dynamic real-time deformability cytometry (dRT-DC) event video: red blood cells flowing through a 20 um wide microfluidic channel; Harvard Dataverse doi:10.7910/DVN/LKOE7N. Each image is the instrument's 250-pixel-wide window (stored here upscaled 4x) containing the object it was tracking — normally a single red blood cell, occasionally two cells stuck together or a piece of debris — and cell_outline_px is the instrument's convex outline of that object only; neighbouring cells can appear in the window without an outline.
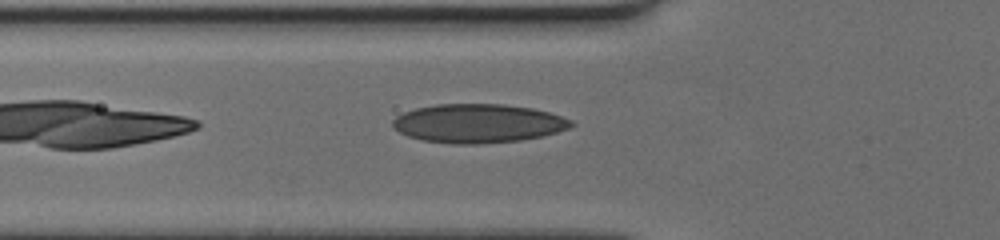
{"species": "human", "species_latin": "Homo sapiens", "temperature_condition": "cold", "stored_images_in_passage": 34, "camera_frame_rate_fps": 3000, "um_per_image_px": 0.085, "donor": {"sex": "female"}, "frame": {"image": 1, "passage_image": 3, "time_ms": 0.667, "image_size_px": [1000, 240], "cell_outline_px": [[576, 124], [568, 128], [544, 136], [520, 140], [476, 144], [452, 144], [420, 140], [408, 136], [392, 128], [392, 120], [396, 116], [404, 112], [416, 108], [436, 104], [504, 104], [532, 108], [548, 112], [572, 120]], "centroid_in_image_um": [40.61, 10.49], "position_along_channel_um": 85.2, "area_um2": 40.52}}
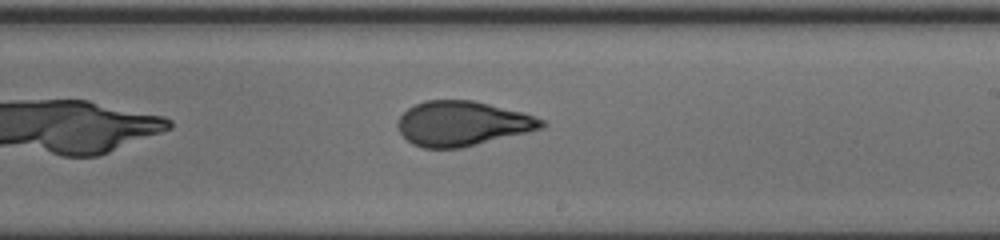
{"frame": {"image": 2, "passage_image": 17, "time_ms": 5.333, "image_size_px": [1000, 240], "cell_outline_px": [[548, 124], [544, 128], [460, 148], [424, 148], [412, 144], [400, 132], [396, 124], [400, 116], [408, 108], [424, 100], [472, 100], [524, 112], [544, 120]], "centroid_in_image_um": [39.31, 10.49], "position_along_channel_um": 249.7, "area_um2": 37.45}}
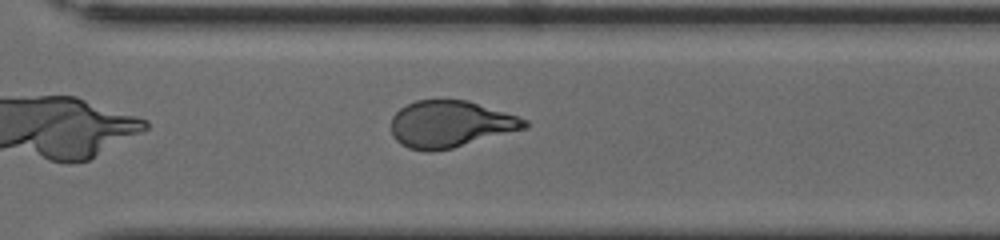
{"frame": {"image": 3, "passage_image": 24, "time_ms": 7.667, "image_size_px": [1000, 240], "cell_outline_px": [[528, 128], [452, 148], [436, 152], [424, 152], [408, 148], [400, 144], [392, 136], [392, 116], [400, 108], [416, 100], [468, 100], [528, 120]], "centroid_in_image_um": [38.26, 10.57], "position_along_channel_um": 332.3, "area_um2": 36.41}}